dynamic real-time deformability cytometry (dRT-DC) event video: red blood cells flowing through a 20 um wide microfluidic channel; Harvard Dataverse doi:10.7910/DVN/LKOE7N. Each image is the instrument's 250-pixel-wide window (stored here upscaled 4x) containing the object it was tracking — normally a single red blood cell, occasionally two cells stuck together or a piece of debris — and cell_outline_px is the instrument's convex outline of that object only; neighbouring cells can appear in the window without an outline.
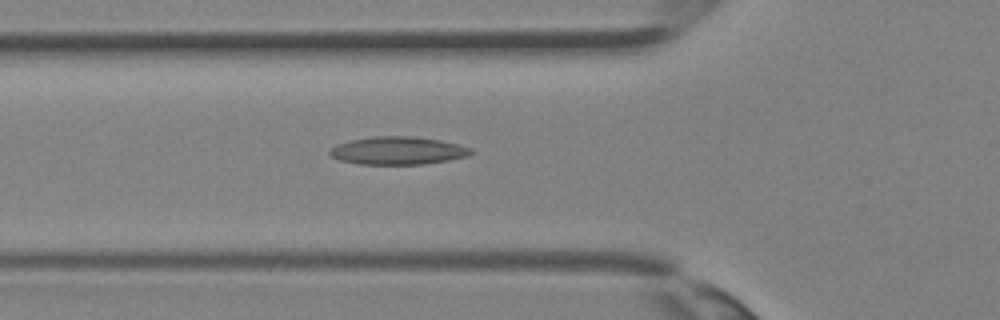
{"species": "Egyptian fruit bat (a non-hibernating species)", "species_latin": "Rousettus aegyptiacus", "temperature_condition": "room temperature", "stored_images_in_passage": 27, "camera_frame_rate_fps": 3000, "um_per_image_px": 0.085, "animal": {"sex": "female"}, "frame": {"image": 1, "passage_image": 4, "time_ms": 1.0, "image_size_px": [1000, 320], "cell_outline_px": [[472, 152], [468, 156], [448, 160], [424, 164], [356, 164], [340, 160], [332, 156], [328, 152], [328, 148], [336, 144], [348, 140], [372, 136], [412, 136], [440, 140], [472, 148]], "centroid_in_image_um": [33.76, 12.8], "position_along_channel_um": 92.0, "area_um2": 23.06}}
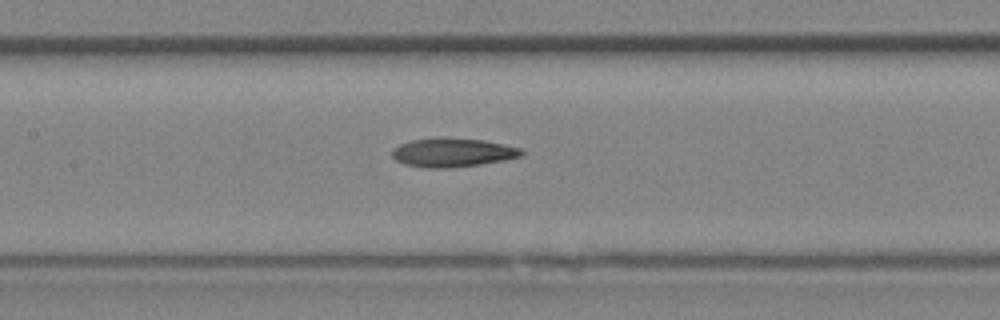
{"frame": {"image": 2, "passage_image": 8, "time_ms": 2.333, "image_size_px": [1000, 320], "cell_outline_px": [[524, 156], [504, 160], [480, 164], [448, 168], [424, 168], [404, 164], [396, 160], [392, 156], [392, 148], [400, 144], [412, 140], [484, 140], [504, 144], [520, 148], [524, 152]], "centroid_in_image_um": [38.49, 13.01], "position_along_channel_um": 168.9, "area_um2": 21.04}}
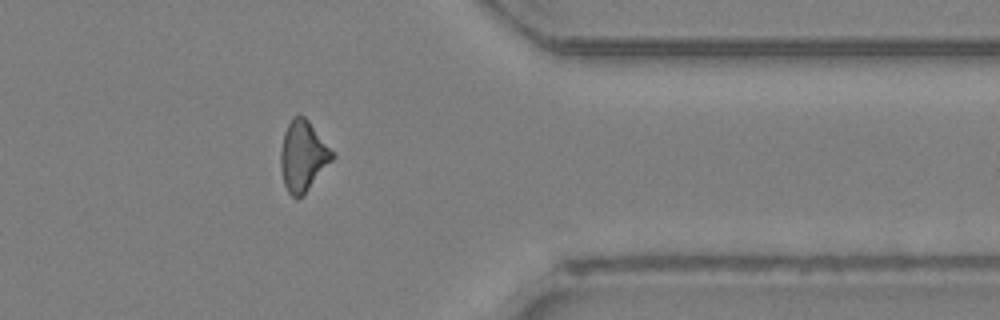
{"frame": {"image": 3, "passage_image": 20, "time_ms": 6.333, "image_size_px": [1000, 320], "cell_outline_px": [[336, 156], [304, 196], [296, 200], [288, 192], [284, 184], [280, 168], [280, 152], [284, 132], [292, 116], [304, 116], [308, 120]], "centroid_in_image_um": [25.74, 13.31], "position_along_channel_um": 385.7, "area_um2": 21.33}}